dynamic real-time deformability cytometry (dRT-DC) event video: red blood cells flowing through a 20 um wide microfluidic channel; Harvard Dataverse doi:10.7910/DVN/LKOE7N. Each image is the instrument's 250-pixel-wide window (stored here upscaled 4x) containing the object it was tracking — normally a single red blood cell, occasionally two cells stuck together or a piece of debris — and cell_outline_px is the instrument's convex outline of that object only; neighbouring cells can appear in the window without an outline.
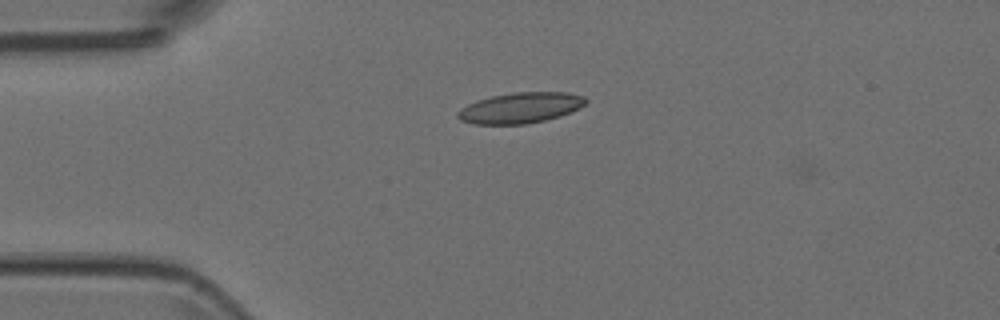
{"species": "Egyptian fruit bat (a non-hibernating species)", "species_latin": "Rousettus aegyptiacus", "temperature_condition": "room temperature", "stored_images_in_passage": 3, "camera_frame_rate_fps": 3000, "um_per_image_px": 0.085, "animal": {"sex": "female"}, "frame": {"image": 1, "passage_image": 2, "time_ms": 0.333, "image_size_px": [1000, 320], "cell_outline_px": [[588, 100], [580, 108], [572, 112], [560, 116], [544, 120], [524, 124], [472, 124], [460, 120], [456, 116], [456, 112], [460, 108], [468, 104], [492, 96], [512, 92], [568, 92], [584, 96]], "centroid_in_image_um": [44.24, 9.16], "position_along_channel_um": 40.8, "area_um2": 22.95}}